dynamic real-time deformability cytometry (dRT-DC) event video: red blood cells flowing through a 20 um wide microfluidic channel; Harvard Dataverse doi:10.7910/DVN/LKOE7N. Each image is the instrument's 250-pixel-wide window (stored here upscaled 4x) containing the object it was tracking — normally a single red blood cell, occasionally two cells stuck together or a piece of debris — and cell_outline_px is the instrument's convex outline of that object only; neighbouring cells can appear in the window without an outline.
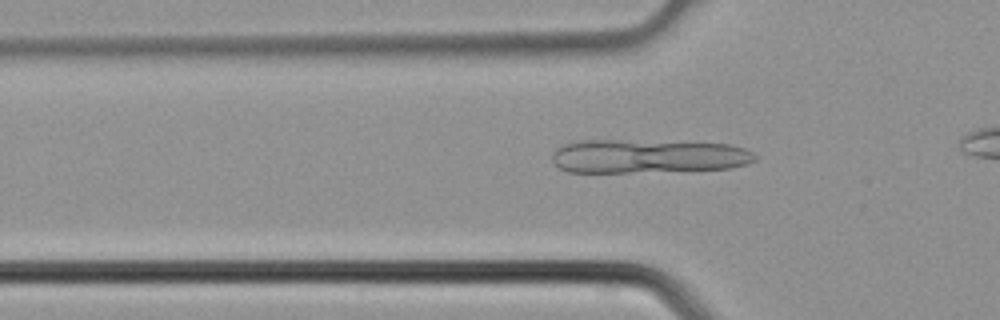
{"species": "common noctule bat (a hibernating species)", "species_latin": "Nyctalus noctula", "temperature_condition": "cold", "stored_images_in_passage": 5, "camera_frame_rate_fps": 3000, "um_per_image_px": 0.085, "animal": {"sex": "male", "body_mass_g": 21.5, "forearm_length_mm": 52.0}, "frame": {"image": 1, "passage_image": 5, "time_ms": 1.333, "image_size_px": [1000, 320], "cell_outline_px": [[756, 160], [748, 164], [732, 168], [628, 172], [568, 172], [560, 168], [552, 160], [552, 156], [556, 148], [564, 144], [576, 140], [620, 140], [732, 144], [744, 148], [752, 152], [756, 156]], "centroid_in_image_um": [55.06, 13.27], "position_along_channel_um": 70.7, "area_um2": 39.82}}